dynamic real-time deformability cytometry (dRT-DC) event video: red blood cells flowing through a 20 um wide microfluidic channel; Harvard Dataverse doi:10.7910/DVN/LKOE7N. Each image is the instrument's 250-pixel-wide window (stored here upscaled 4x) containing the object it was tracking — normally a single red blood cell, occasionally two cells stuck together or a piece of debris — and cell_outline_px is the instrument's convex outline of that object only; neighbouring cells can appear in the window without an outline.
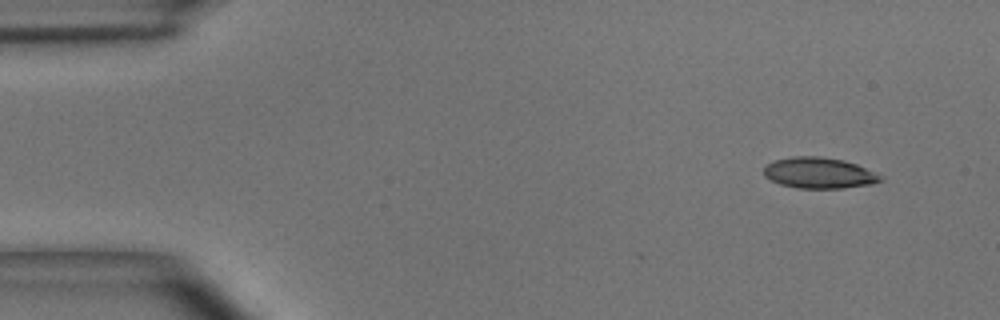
{"species": "common noctule bat (a hibernating species)", "species_latin": "Nyctalus noctula", "temperature_condition": "room temperature", "stored_images_in_passage": 3, "camera_frame_rate_fps": 3000, "um_per_image_px": 0.085, "animal": {"sex": "male", "body_mass_g": 15.6}, "frame": {"image": 1, "passage_image": 1, "time_ms": 0.0, "image_size_px": [1000, 320], "cell_outline_px": [[884, 180], [872, 184], [844, 188], [796, 188], [780, 184], [764, 176], [764, 168], [768, 164], [776, 160], [792, 156], [820, 156], [844, 160], [856, 164], [880, 176]], "centroid_in_image_um": [69.6, 14.7], "position_along_channel_um": 15.4, "area_um2": 20.87}}